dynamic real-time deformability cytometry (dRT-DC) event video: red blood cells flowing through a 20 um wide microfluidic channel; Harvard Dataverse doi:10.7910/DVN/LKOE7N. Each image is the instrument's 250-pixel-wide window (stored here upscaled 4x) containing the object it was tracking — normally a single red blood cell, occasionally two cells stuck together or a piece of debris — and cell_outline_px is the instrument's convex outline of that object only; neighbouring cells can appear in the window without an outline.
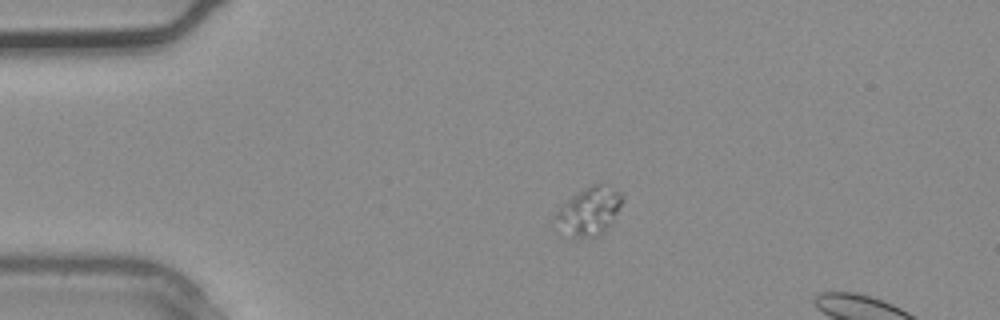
{"species": "common noctule bat (a hibernating species)", "species_latin": "Nyctalus noctula", "temperature_condition": "warm", "stored_images_in_passage": 2, "camera_frame_rate_fps": 3000, "um_per_image_px": 0.085, "animal": {"sex": "male", "body_mass_g": 20.4}, "frame": {"image": 1, "passage_image": 1, "time_ms": 0.0, "image_size_px": [1000, 320], "cell_outline_px": [[624, 200], [612, 224], [604, 232], [588, 240], [576, 240], [552, 216], [572, 196], [592, 184], [600, 184], [620, 192], [624, 196]], "centroid_in_image_um": [50.14, 17.99], "position_along_channel_um": 34.9, "area_um2": 18.55}}